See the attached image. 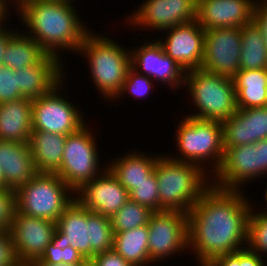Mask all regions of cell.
Here are the masks:
<instances>
[{"label": "cell", "instance_id": "obj_34", "mask_svg": "<svg viewBox=\"0 0 267 266\" xmlns=\"http://www.w3.org/2000/svg\"><path fill=\"white\" fill-rule=\"evenodd\" d=\"M86 261L78 250L67 246L64 249H59L53 246L50 242L41 258L34 263H64L70 266H77Z\"/></svg>", "mask_w": 267, "mask_h": 266}, {"label": "cell", "instance_id": "obj_10", "mask_svg": "<svg viewBox=\"0 0 267 266\" xmlns=\"http://www.w3.org/2000/svg\"><path fill=\"white\" fill-rule=\"evenodd\" d=\"M59 86L62 81L49 93L32 100V130L70 135L86 125L75 106L60 95Z\"/></svg>", "mask_w": 267, "mask_h": 266}, {"label": "cell", "instance_id": "obj_14", "mask_svg": "<svg viewBox=\"0 0 267 266\" xmlns=\"http://www.w3.org/2000/svg\"><path fill=\"white\" fill-rule=\"evenodd\" d=\"M103 172L84 183L75 191L78 196H73L91 212L111 218L130 200V195L108 168Z\"/></svg>", "mask_w": 267, "mask_h": 266}, {"label": "cell", "instance_id": "obj_42", "mask_svg": "<svg viewBox=\"0 0 267 266\" xmlns=\"http://www.w3.org/2000/svg\"><path fill=\"white\" fill-rule=\"evenodd\" d=\"M12 30L3 29V26H0V65H3L4 52L6 50L8 41L16 34Z\"/></svg>", "mask_w": 267, "mask_h": 266}, {"label": "cell", "instance_id": "obj_39", "mask_svg": "<svg viewBox=\"0 0 267 266\" xmlns=\"http://www.w3.org/2000/svg\"><path fill=\"white\" fill-rule=\"evenodd\" d=\"M91 261L94 266H133L113 249L96 254Z\"/></svg>", "mask_w": 267, "mask_h": 266}, {"label": "cell", "instance_id": "obj_7", "mask_svg": "<svg viewBox=\"0 0 267 266\" xmlns=\"http://www.w3.org/2000/svg\"><path fill=\"white\" fill-rule=\"evenodd\" d=\"M72 189L56 173H37L15 191L16 210L30 217L56 222L75 200ZM69 191V192H68Z\"/></svg>", "mask_w": 267, "mask_h": 266}, {"label": "cell", "instance_id": "obj_4", "mask_svg": "<svg viewBox=\"0 0 267 266\" xmlns=\"http://www.w3.org/2000/svg\"><path fill=\"white\" fill-rule=\"evenodd\" d=\"M154 171L159 189L160 211L187 214L211 186L210 181L205 180L207 173L204 167L177 161L169 156H158Z\"/></svg>", "mask_w": 267, "mask_h": 266}, {"label": "cell", "instance_id": "obj_44", "mask_svg": "<svg viewBox=\"0 0 267 266\" xmlns=\"http://www.w3.org/2000/svg\"><path fill=\"white\" fill-rule=\"evenodd\" d=\"M32 266H70L64 263H33Z\"/></svg>", "mask_w": 267, "mask_h": 266}, {"label": "cell", "instance_id": "obj_3", "mask_svg": "<svg viewBox=\"0 0 267 266\" xmlns=\"http://www.w3.org/2000/svg\"><path fill=\"white\" fill-rule=\"evenodd\" d=\"M114 233L111 220L102 214L91 212L76 199L56 221L51 243L64 249L71 246L85 260L113 249Z\"/></svg>", "mask_w": 267, "mask_h": 266}, {"label": "cell", "instance_id": "obj_30", "mask_svg": "<svg viewBox=\"0 0 267 266\" xmlns=\"http://www.w3.org/2000/svg\"><path fill=\"white\" fill-rule=\"evenodd\" d=\"M153 211L143 205L128 200L111 218L113 233L124 232L148 225Z\"/></svg>", "mask_w": 267, "mask_h": 266}, {"label": "cell", "instance_id": "obj_40", "mask_svg": "<svg viewBox=\"0 0 267 266\" xmlns=\"http://www.w3.org/2000/svg\"><path fill=\"white\" fill-rule=\"evenodd\" d=\"M252 22L258 27L263 41L267 46V5L254 4Z\"/></svg>", "mask_w": 267, "mask_h": 266}, {"label": "cell", "instance_id": "obj_38", "mask_svg": "<svg viewBox=\"0 0 267 266\" xmlns=\"http://www.w3.org/2000/svg\"><path fill=\"white\" fill-rule=\"evenodd\" d=\"M10 231H0V266H20Z\"/></svg>", "mask_w": 267, "mask_h": 266}, {"label": "cell", "instance_id": "obj_31", "mask_svg": "<svg viewBox=\"0 0 267 266\" xmlns=\"http://www.w3.org/2000/svg\"><path fill=\"white\" fill-rule=\"evenodd\" d=\"M251 209L248 222L247 246L252 251L261 254L267 253V216L264 212L253 213ZM263 252V253H261ZM261 253V254H260Z\"/></svg>", "mask_w": 267, "mask_h": 266}, {"label": "cell", "instance_id": "obj_8", "mask_svg": "<svg viewBox=\"0 0 267 266\" xmlns=\"http://www.w3.org/2000/svg\"><path fill=\"white\" fill-rule=\"evenodd\" d=\"M176 131L178 150L183 156L171 159L196 164L211 158L213 174L219 170L224 158L222 122L186 116ZM213 157V158H212ZM216 162V163H215Z\"/></svg>", "mask_w": 267, "mask_h": 266}, {"label": "cell", "instance_id": "obj_46", "mask_svg": "<svg viewBox=\"0 0 267 266\" xmlns=\"http://www.w3.org/2000/svg\"><path fill=\"white\" fill-rule=\"evenodd\" d=\"M77 266H94L91 260H86L82 264Z\"/></svg>", "mask_w": 267, "mask_h": 266}, {"label": "cell", "instance_id": "obj_47", "mask_svg": "<svg viewBox=\"0 0 267 266\" xmlns=\"http://www.w3.org/2000/svg\"><path fill=\"white\" fill-rule=\"evenodd\" d=\"M258 0H256L255 1V3H257V4H266L267 5V0H260V1H258ZM263 2V3H262Z\"/></svg>", "mask_w": 267, "mask_h": 266}, {"label": "cell", "instance_id": "obj_21", "mask_svg": "<svg viewBox=\"0 0 267 266\" xmlns=\"http://www.w3.org/2000/svg\"><path fill=\"white\" fill-rule=\"evenodd\" d=\"M0 165L4 188L14 191L38 173L29 142L0 141Z\"/></svg>", "mask_w": 267, "mask_h": 266}, {"label": "cell", "instance_id": "obj_48", "mask_svg": "<svg viewBox=\"0 0 267 266\" xmlns=\"http://www.w3.org/2000/svg\"><path fill=\"white\" fill-rule=\"evenodd\" d=\"M265 202L267 203V189L265 191Z\"/></svg>", "mask_w": 267, "mask_h": 266}, {"label": "cell", "instance_id": "obj_17", "mask_svg": "<svg viewBox=\"0 0 267 266\" xmlns=\"http://www.w3.org/2000/svg\"><path fill=\"white\" fill-rule=\"evenodd\" d=\"M259 175L260 157L256 143L229 147L224 152L219 170L214 173L216 180L212 185L220 189L239 190L242 183Z\"/></svg>", "mask_w": 267, "mask_h": 266}, {"label": "cell", "instance_id": "obj_6", "mask_svg": "<svg viewBox=\"0 0 267 266\" xmlns=\"http://www.w3.org/2000/svg\"><path fill=\"white\" fill-rule=\"evenodd\" d=\"M184 83L189 87L195 108L199 109L198 113L189 116L224 122L236 112V94L232 78L200 68L187 71Z\"/></svg>", "mask_w": 267, "mask_h": 266}, {"label": "cell", "instance_id": "obj_23", "mask_svg": "<svg viewBox=\"0 0 267 266\" xmlns=\"http://www.w3.org/2000/svg\"><path fill=\"white\" fill-rule=\"evenodd\" d=\"M31 132L32 100L0 103V141L29 142Z\"/></svg>", "mask_w": 267, "mask_h": 266}, {"label": "cell", "instance_id": "obj_45", "mask_svg": "<svg viewBox=\"0 0 267 266\" xmlns=\"http://www.w3.org/2000/svg\"><path fill=\"white\" fill-rule=\"evenodd\" d=\"M0 188H4V178H3V172H2L1 165H0Z\"/></svg>", "mask_w": 267, "mask_h": 266}, {"label": "cell", "instance_id": "obj_37", "mask_svg": "<svg viewBox=\"0 0 267 266\" xmlns=\"http://www.w3.org/2000/svg\"><path fill=\"white\" fill-rule=\"evenodd\" d=\"M15 211V191L7 188H0V231H10Z\"/></svg>", "mask_w": 267, "mask_h": 266}, {"label": "cell", "instance_id": "obj_26", "mask_svg": "<svg viewBox=\"0 0 267 266\" xmlns=\"http://www.w3.org/2000/svg\"><path fill=\"white\" fill-rule=\"evenodd\" d=\"M117 159L114 162L111 161L107 168L130 193L154 172L158 155L156 158V156L150 157L143 153L132 152Z\"/></svg>", "mask_w": 267, "mask_h": 266}, {"label": "cell", "instance_id": "obj_12", "mask_svg": "<svg viewBox=\"0 0 267 266\" xmlns=\"http://www.w3.org/2000/svg\"><path fill=\"white\" fill-rule=\"evenodd\" d=\"M241 28L205 30L201 69L232 78L240 70Z\"/></svg>", "mask_w": 267, "mask_h": 266}, {"label": "cell", "instance_id": "obj_43", "mask_svg": "<svg viewBox=\"0 0 267 266\" xmlns=\"http://www.w3.org/2000/svg\"><path fill=\"white\" fill-rule=\"evenodd\" d=\"M8 2H6L5 0H0V26L2 25V21L5 20V18H7V4Z\"/></svg>", "mask_w": 267, "mask_h": 266}, {"label": "cell", "instance_id": "obj_11", "mask_svg": "<svg viewBox=\"0 0 267 266\" xmlns=\"http://www.w3.org/2000/svg\"><path fill=\"white\" fill-rule=\"evenodd\" d=\"M148 251L153 263L184 250L188 245L187 214L180 211H155L148 223Z\"/></svg>", "mask_w": 267, "mask_h": 266}, {"label": "cell", "instance_id": "obj_33", "mask_svg": "<svg viewBox=\"0 0 267 266\" xmlns=\"http://www.w3.org/2000/svg\"><path fill=\"white\" fill-rule=\"evenodd\" d=\"M246 248L215 258L211 266H266L262 255Z\"/></svg>", "mask_w": 267, "mask_h": 266}, {"label": "cell", "instance_id": "obj_27", "mask_svg": "<svg viewBox=\"0 0 267 266\" xmlns=\"http://www.w3.org/2000/svg\"><path fill=\"white\" fill-rule=\"evenodd\" d=\"M148 225L114 234L113 250L133 266L151 263L148 251Z\"/></svg>", "mask_w": 267, "mask_h": 266}, {"label": "cell", "instance_id": "obj_24", "mask_svg": "<svg viewBox=\"0 0 267 266\" xmlns=\"http://www.w3.org/2000/svg\"><path fill=\"white\" fill-rule=\"evenodd\" d=\"M67 135L32 130L29 145L38 173H56L61 166Z\"/></svg>", "mask_w": 267, "mask_h": 266}, {"label": "cell", "instance_id": "obj_25", "mask_svg": "<svg viewBox=\"0 0 267 266\" xmlns=\"http://www.w3.org/2000/svg\"><path fill=\"white\" fill-rule=\"evenodd\" d=\"M232 80L237 109L267 106V70H239Z\"/></svg>", "mask_w": 267, "mask_h": 266}, {"label": "cell", "instance_id": "obj_41", "mask_svg": "<svg viewBox=\"0 0 267 266\" xmlns=\"http://www.w3.org/2000/svg\"><path fill=\"white\" fill-rule=\"evenodd\" d=\"M256 149H259L260 157V177L267 174V139L256 143Z\"/></svg>", "mask_w": 267, "mask_h": 266}, {"label": "cell", "instance_id": "obj_49", "mask_svg": "<svg viewBox=\"0 0 267 266\" xmlns=\"http://www.w3.org/2000/svg\"><path fill=\"white\" fill-rule=\"evenodd\" d=\"M55 1H70V2H73V0H55Z\"/></svg>", "mask_w": 267, "mask_h": 266}, {"label": "cell", "instance_id": "obj_35", "mask_svg": "<svg viewBox=\"0 0 267 266\" xmlns=\"http://www.w3.org/2000/svg\"><path fill=\"white\" fill-rule=\"evenodd\" d=\"M18 72L5 65H0V103L22 98L18 88Z\"/></svg>", "mask_w": 267, "mask_h": 266}, {"label": "cell", "instance_id": "obj_29", "mask_svg": "<svg viewBox=\"0 0 267 266\" xmlns=\"http://www.w3.org/2000/svg\"><path fill=\"white\" fill-rule=\"evenodd\" d=\"M241 41L240 70H267V46L253 22L241 28Z\"/></svg>", "mask_w": 267, "mask_h": 266}, {"label": "cell", "instance_id": "obj_16", "mask_svg": "<svg viewBox=\"0 0 267 266\" xmlns=\"http://www.w3.org/2000/svg\"><path fill=\"white\" fill-rule=\"evenodd\" d=\"M133 14L132 25L164 31L196 20L197 0H147Z\"/></svg>", "mask_w": 267, "mask_h": 266}, {"label": "cell", "instance_id": "obj_20", "mask_svg": "<svg viewBox=\"0 0 267 266\" xmlns=\"http://www.w3.org/2000/svg\"><path fill=\"white\" fill-rule=\"evenodd\" d=\"M222 129L225 150L267 139V106L237 109L222 122Z\"/></svg>", "mask_w": 267, "mask_h": 266}, {"label": "cell", "instance_id": "obj_5", "mask_svg": "<svg viewBox=\"0 0 267 266\" xmlns=\"http://www.w3.org/2000/svg\"><path fill=\"white\" fill-rule=\"evenodd\" d=\"M78 52L88 58L95 86L106 98L116 99L131 68V54L102 35L88 32Z\"/></svg>", "mask_w": 267, "mask_h": 266}, {"label": "cell", "instance_id": "obj_22", "mask_svg": "<svg viewBox=\"0 0 267 266\" xmlns=\"http://www.w3.org/2000/svg\"><path fill=\"white\" fill-rule=\"evenodd\" d=\"M60 62L59 58L47 54L38 64L16 70L22 98L35 100L59 84L63 80Z\"/></svg>", "mask_w": 267, "mask_h": 266}, {"label": "cell", "instance_id": "obj_2", "mask_svg": "<svg viewBox=\"0 0 267 266\" xmlns=\"http://www.w3.org/2000/svg\"><path fill=\"white\" fill-rule=\"evenodd\" d=\"M19 15L31 35L48 54L58 57V49L78 51L87 28L70 1L22 0ZM57 50V51H56Z\"/></svg>", "mask_w": 267, "mask_h": 266}, {"label": "cell", "instance_id": "obj_32", "mask_svg": "<svg viewBox=\"0 0 267 266\" xmlns=\"http://www.w3.org/2000/svg\"><path fill=\"white\" fill-rule=\"evenodd\" d=\"M130 200L150 208L153 212L160 211L159 189L155 171L141 182L130 193Z\"/></svg>", "mask_w": 267, "mask_h": 266}, {"label": "cell", "instance_id": "obj_18", "mask_svg": "<svg viewBox=\"0 0 267 266\" xmlns=\"http://www.w3.org/2000/svg\"><path fill=\"white\" fill-rule=\"evenodd\" d=\"M255 0H197L196 20L204 29L242 28L252 22Z\"/></svg>", "mask_w": 267, "mask_h": 266}, {"label": "cell", "instance_id": "obj_13", "mask_svg": "<svg viewBox=\"0 0 267 266\" xmlns=\"http://www.w3.org/2000/svg\"><path fill=\"white\" fill-rule=\"evenodd\" d=\"M55 230L56 222L30 217L16 210L10 233L18 262L32 265L40 259L52 241Z\"/></svg>", "mask_w": 267, "mask_h": 266}, {"label": "cell", "instance_id": "obj_1", "mask_svg": "<svg viewBox=\"0 0 267 266\" xmlns=\"http://www.w3.org/2000/svg\"><path fill=\"white\" fill-rule=\"evenodd\" d=\"M241 193L211 183L187 213L188 248L201 266L245 248L240 246L248 242L251 205Z\"/></svg>", "mask_w": 267, "mask_h": 266}, {"label": "cell", "instance_id": "obj_19", "mask_svg": "<svg viewBox=\"0 0 267 266\" xmlns=\"http://www.w3.org/2000/svg\"><path fill=\"white\" fill-rule=\"evenodd\" d=\"M130 54L131 68L137 73L140 72L139 74L148 76L152 80L155 78L156 81L166 82L173 89L184 84L186 72L165 54L158 41L145 43L139 49L137 47L134 51H130Z\"/></svg>", "mask_w": 267, "mask_h": 266}, {"label": "cell", "instance_id": "obj_15", "mask_svg": "<svg viewBox=\"0 0 267 266\" xmlns=\"http://www.w3.org/2000/svg\"><path fill=\"white\" fill-rule=\"evenodd\" d=\"M168 37L158 41L166 55L185 72L200 69L204 54L205 30L197 20L179 24L164 31Z\"/></svg>", "mask_w": 267, "mask_h": 266}, {"label": "cell", "instance_id": "obj_36", "mask_svg": "<svg viewBox=\"0 0 267 266\" xmlns=\"http://www.w3.org/2000/svg\"><path fill=\"white\" fill-rule=\"evenodd\" d=\"M151 80L150 77L139 74L133 68H130L118 96L120 97L126 91L133 97H144L149 94L151 88L153 89Z\"/></svg>", "mask_w": 267, "mask_h": 266}, {"label": "cell", "instance_id": "obj_9", "mask_svg": "<svg viewBox=\"0 0 267 266\" xmlns=\"http://www.w3.org/2000/svg\"><path fill=\"white\" fill-rule=\"evenodd\" d=\"M88 129L85 125L78 132L67 135L62 163L56 172L74 192L101 173L95 137Z\"/></svg>", "mask_w": 267, "mask_h": 266}, {"label": "cell", "instance_id": "obj_28", "mask_svg": "<svg viewBox=\"0 0 267 266\" xmlns=\"http://www.w3.org/2000/svg\"><path fill=\"white\" fill-rule=\"evenodd\" d=\"M19 33L8 41L3 58V65L14 70L36 65L47 55L35 40Z\"/></svg>", "mask_w": 267, "mask_h": 266}]
</instances>
